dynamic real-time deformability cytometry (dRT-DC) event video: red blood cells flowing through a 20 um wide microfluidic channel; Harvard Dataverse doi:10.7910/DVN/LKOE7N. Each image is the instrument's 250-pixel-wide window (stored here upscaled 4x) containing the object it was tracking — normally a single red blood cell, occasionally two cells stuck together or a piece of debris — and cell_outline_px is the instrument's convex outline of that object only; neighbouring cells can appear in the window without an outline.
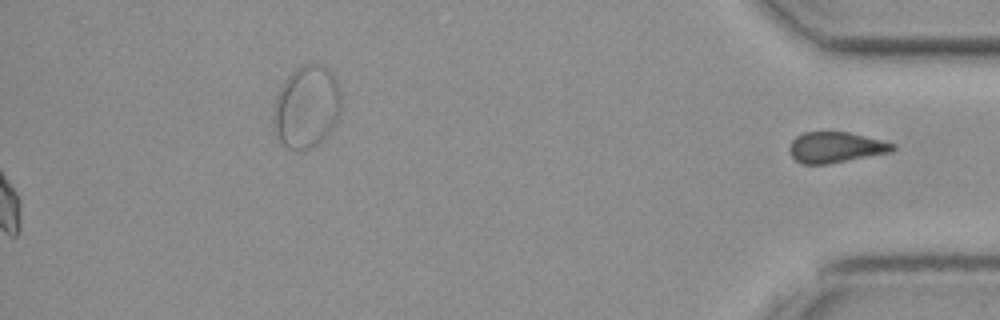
{"species": "common noctule bat (a hibernating species)", "species_latin": "Nyctalus noctula", "temperature_condition": "cold", "stored_images_in_passage": 38, "segment_of_instrument_passage": [2, 2], "camera_frame_rate_fps": 3000, "um_per_image_px": 0.085, "animal": {"sex": "female", "body_mass_g": 19.3, "forearm_length_mm": 54.1}, "frame": {"image": 1, "passage_image": 38, "time_ms": 12.333, "image_size_px": [1000, 320], "cell_outline_px": [[896, 148], [892, 152], [828, 164], [804, 164], [796, 160], [792, 156], [792, 140], [796, 136], [804, 132], [848, 132], [896, 144]], "centroid_in_image_um": [71.08, 12.52], "position_along_channel_um": 364.1, "area_um2": 18.21}}